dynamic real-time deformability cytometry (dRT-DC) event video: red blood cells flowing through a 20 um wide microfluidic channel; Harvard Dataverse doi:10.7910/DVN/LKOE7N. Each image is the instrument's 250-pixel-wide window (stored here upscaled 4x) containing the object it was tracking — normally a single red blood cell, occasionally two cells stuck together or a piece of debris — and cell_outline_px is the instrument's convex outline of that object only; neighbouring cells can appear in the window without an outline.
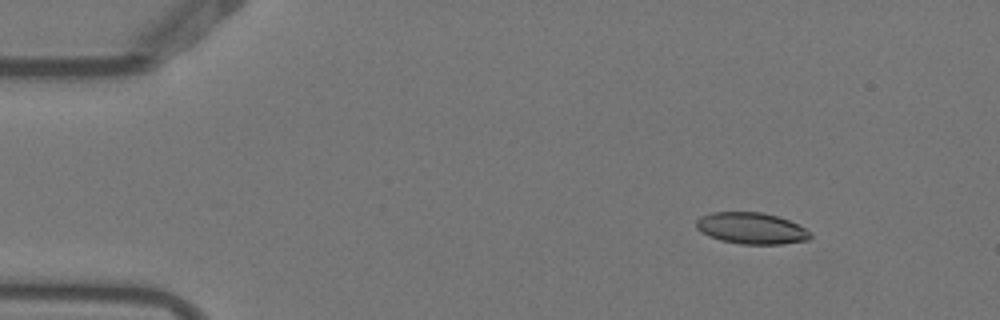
{"species": "Egyptian fruit bat (a non-hibernating species)", "species_latin": "Rousettus aegyptiacus", "temperature_condition": "warm", "stored_images_in_passage": 6, "camera_frame_rate_fps": 3000, "um_per_image_px": 0.085, "animal": {"sex": "female"}, "frame": {"image": 1, "passage_image": 2, "time_ms": 0.333, "image_size_px": [1000, 320], "cell_outline_px": [[812, 236], [808, 240], [784, 244], [740, 244], [720, 240], [708, 236], [700, 232], [696, 228], [696, 220], [700, 216], [712, 212], [760, 212], [776, 216], [788, 220], [812, 232]], "centroid_in_image_um": [63.84, 19.41], "position_along_channel_um": 21.2, "area_um2": 20.98}}
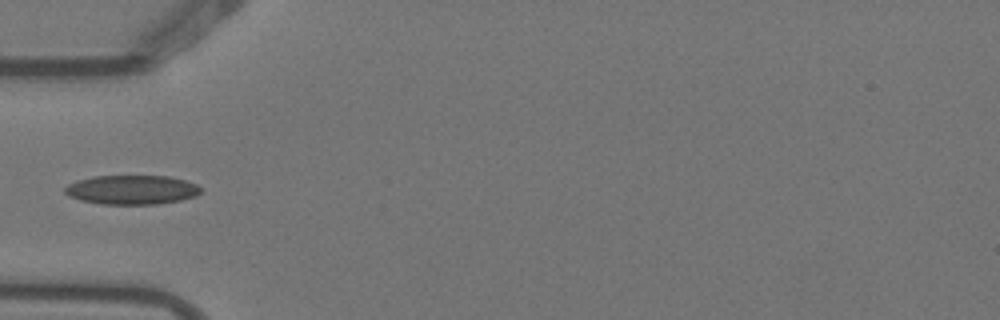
{"frame": {"image": 2, "passage_image": 5, "time_ms": 1.333, "image_size_px": [1000, 320], "cell_outline_px": [[200, 192], [196, 196], [180, 200], [156, 204], [100, 204], [80, 200], [68, 196], [64, 192], [64, 188], [68, 184], [76, 180], [92, 176], [168, 176], [184, 180], [196, 184], [200, 188]], "centroid_in_image_um": [11.15, 16.13], "position_along_channel_um": 73.8, "area_um2": 23.18}}
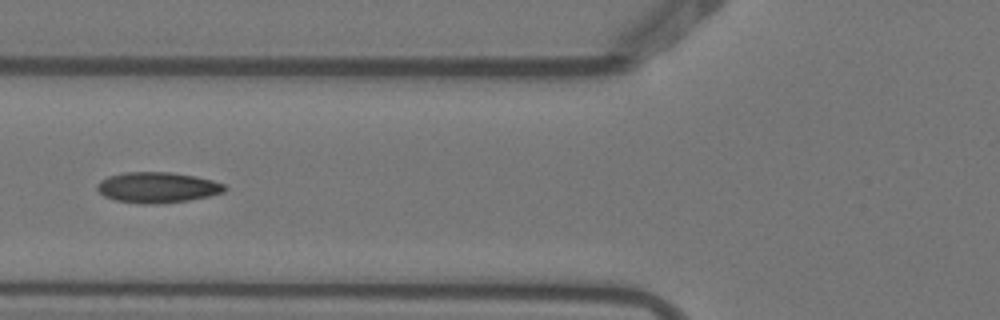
{"frame": {"image": 3, "passage_image": 6, "time_ms": 1.667, "image_size_px": [1000, 320], "cell_outline_px": [[228, 188], [224, 192], [208, 196], [188, 200], [156, 204], [144, 204], [116, 200], [104, 196], [96, 188], [96, 184], [100, 180], [108, 176], [124, 172], [172, 172], [196, 176], [212, 180], [224, 184]], "centroid_in_image_um": [13.37, 15.92], "position_along_channel_um": 112.4, "area_um2": 22.83}}